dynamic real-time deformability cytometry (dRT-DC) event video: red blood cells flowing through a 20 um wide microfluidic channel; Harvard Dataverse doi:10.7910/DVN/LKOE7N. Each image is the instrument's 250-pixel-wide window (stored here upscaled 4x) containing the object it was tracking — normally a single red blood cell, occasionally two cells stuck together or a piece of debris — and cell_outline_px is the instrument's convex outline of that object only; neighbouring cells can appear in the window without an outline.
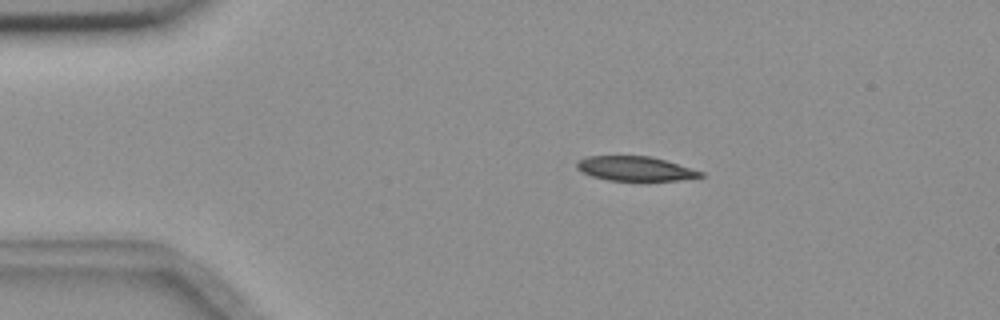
{"species": "common noctule bat (a hibernating species)", "species_latin": "Nyctalus noctula", "temperature_condition": "room temperature", "stored_images_in_passage": 56, "camera_frame_rate_fps": 3000, "um_per_image_px": 0.085, "animal": {"sex": "female", "body_mass_g": 18.4}, "frame": {"image": 1, "passage_image": 11, "time_ms": 3.333, "image_size_px": [1000, 320], "cell_outline_px": [[704, 176], [680, 180], [608, 180], [592, 176], [576, 168], [576, 164], [580, 160], [588, 156], [648, 156], [664, 160], [704, 172]], "centroid_in_image_um": [54.0, 14.33], "position_along_channel_um": 31.0, "area_um2": 17.28}}
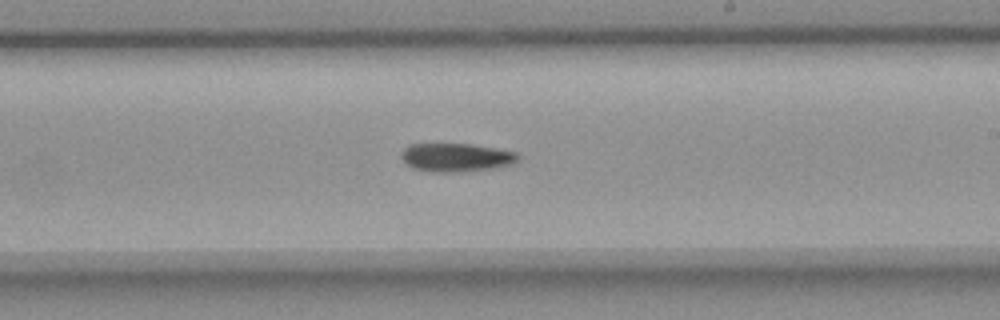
{"frame": {"image": 2, "passage_image": 33, "time_ms": 10.667, "image_size_px": [1000, 320], "cell_outline_px": [[520, 156], [512, 164], [492, 168], [464, 172], [432, 172], [412, 168], [400, 156], [404, 148], [408, 144], [472, 144], [496, 148], [516, 152]], "centroid_in_image_um": [38.76, 13.38], "position_along_channel_um": 250.2, "area_um2": 19.36}}
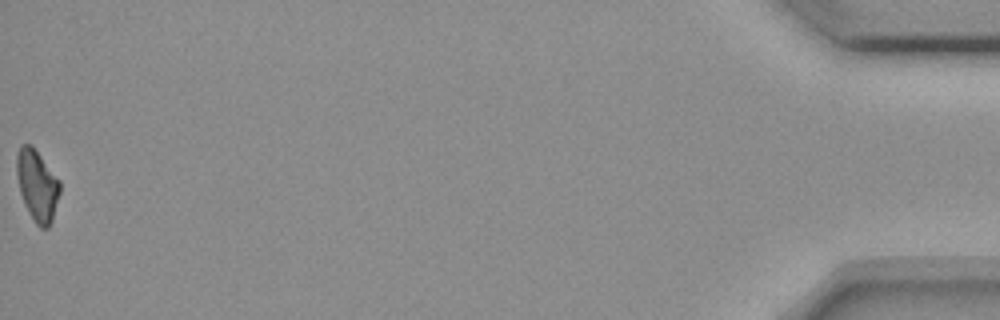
{"frame": {"image": 3, "passage_image": 56, "time_ms": 18.333, "image_size_px": [1000, 320], "cell_outline_px": [[60, 192], [52, 220], [48, 228], [40, 228], [36, 224], [24, 204], [20, 192], [16, 172], [16, 156], [20, 144], [32, 144], [60, 180]], "centroid_in_image_um": [3.16, 15.73], "position_along_channel_um": 432.0, "area_um2": 18.03}, "authors_computed_cell_mechanics": {"area_um2": 18.7561, "velocity_mm_per_s": 3.6715, "shape_relaxation_time_tau1_ms": 11.3485, "shape_relaxation_time_tau2_ms": null, "deformation_change_tau1": 0.2131, "deformation_change_tau2": null}}